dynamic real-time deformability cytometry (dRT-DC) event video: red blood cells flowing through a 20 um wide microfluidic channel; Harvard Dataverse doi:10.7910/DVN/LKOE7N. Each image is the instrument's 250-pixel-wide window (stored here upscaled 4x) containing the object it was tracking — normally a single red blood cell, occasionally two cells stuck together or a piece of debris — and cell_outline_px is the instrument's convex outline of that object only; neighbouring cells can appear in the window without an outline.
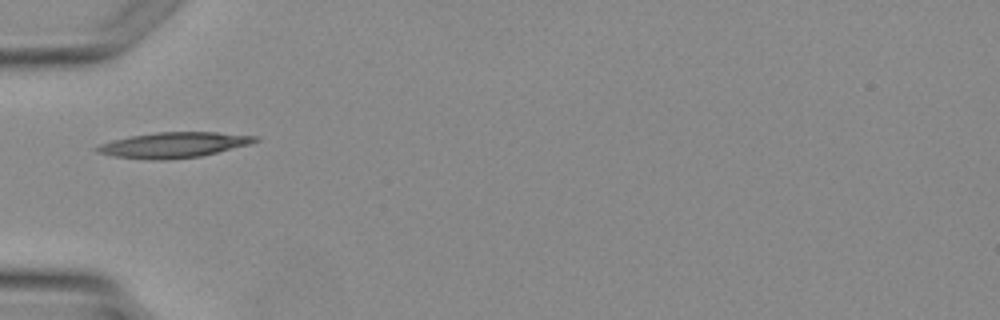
{"species": "Egyptian fruit bat (a non-hibernating species)", "species_latin": "Rousettus aegyptiacus", "temperature_condition": "warm", "stored_images_in_passage": 1, "camera_frame_rate_fps": 3000, "um_per_image_px": 0.085, "animal": {"sex": "female"}, "frame": {"image": 1, "passage_image": 1, "time_ms": 0.0, "image_size_px": [1000, 320], "cell_outline_px": [[260, 140], [248, 144], [200, 156], [164, 160], [160, 160], [112, 156], [96, 152], [92, 148], [100, 144], [112, 140], [132, 136], [156, 132], [216, 132], [260, 136]], "centroid_in_image_um": [14.73, 12.31], "position_along_channel_um": 70.3, "area_um2": 23.24}}